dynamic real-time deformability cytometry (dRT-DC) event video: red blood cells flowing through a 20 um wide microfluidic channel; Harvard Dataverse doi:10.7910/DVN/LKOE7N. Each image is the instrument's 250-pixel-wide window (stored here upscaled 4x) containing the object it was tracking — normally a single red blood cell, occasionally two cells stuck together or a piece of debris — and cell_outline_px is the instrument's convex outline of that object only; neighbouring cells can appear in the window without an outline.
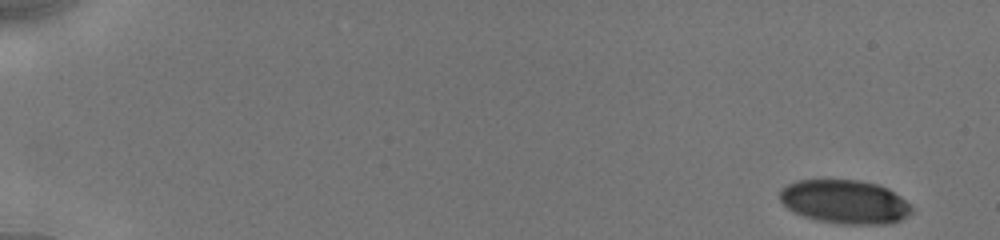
{"species": "human", "species_latin": "Homo sapiens", "temperature_condition": "cold", "stored_images_in_passage": 16, "camera_frame_rate_fps": 3000, "um_per_image_px": 0.085, "donor": {"sex": "male"}, "frame": {"image": 1, "passage_image": 1, "time_ms": 0.0, "image_size_px": [1000, 240], "cell_outline_px": [[912, 212], [900, 220], [884, 224], [844, 224], [820, 220], [804, 216], [788, 208], [780, 200], [780, 188], [796, 180], [860, 180], [880, 184], [888, 188], [900, 196], [912, 208]], "centroid_in_image_um": [71.81, 17.13], "position_along_channel_um": 13.2, "area_um2": 33.41}}
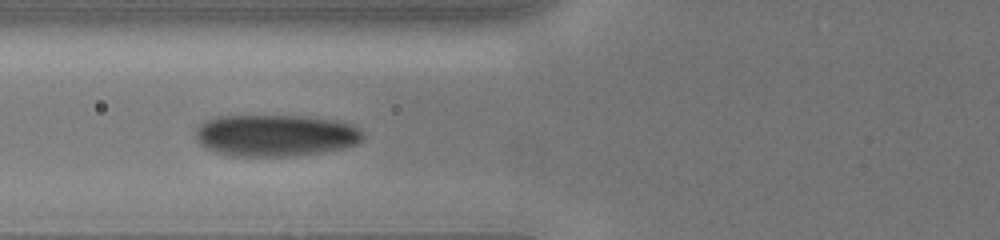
{"frame": {"image": 2, "passage_image": 10, "time_ms": 6.667, "image_size_px": [1000, 240], "cell_outline_px": [[364, 136], [356, 144], [344, 148], [324, 152], [296, 156], [232, 156], [216, 152], [204, 148], [196, 140], [196, 128], [204, 120], [216, 116], [308, 116], [336, 120], [360, 128]], "centroid_in_image_um": [23.4, 11.51], "position_along_channel_um": 102.4, "area_um2": 41.15}}
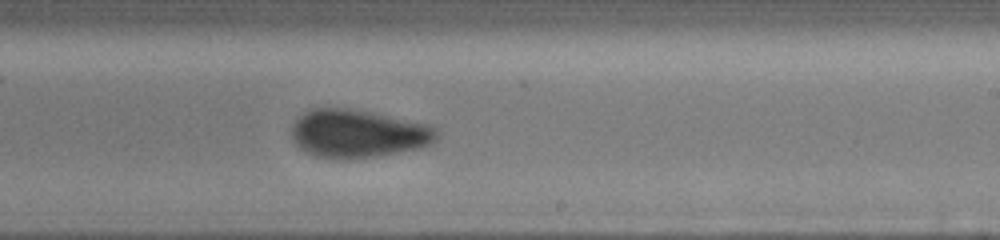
{"frame": {"image": 3, "passage_image": 16, "time_ms": 10.667, "image_size_px": [1000, 240], "cell_outline_px": [[440, 136], [432, 144], [420, 148], [376, 156], [348, 160], [340, 160], [316, 156], [304, 152], [292, 140], [292, 128], [296, 120], [312, 108], [348, 108], [432, 124], [440, 132]], "centroid_in_image_um": [30.48, 11.37], "position_along_channel_um": 258.5, "area_um2": 41.04}}